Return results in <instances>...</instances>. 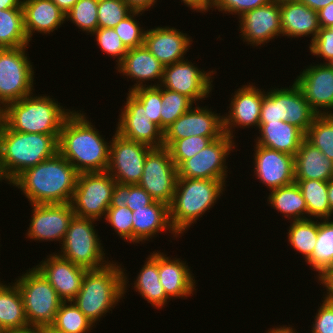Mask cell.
Returning a JSON list of instances; mask_svg holds the SVG:
<instances>
[{
	"mask_svg": "<svg viewBox=\"0 0 333 333\" xmlns=\"http://www.w3.org/2000/svg\"><path fill=\"white\" fill-rule=\"evenodd\" d=\"M213 140L205 136H191L175 140L169 147L171 158L178 168L185 160L204 149Z\"/></svg>",
	"mask_w": 333,
	"mask_h": 333,
	"instance_id": "obj_45",
	"label": "cell"
},
{
	"mask_svg": "<svg viewBox=\"0 0 333 333\" xmlns=\"http://www.w3.org/2000/svg\"><path fill=\"white\" fill-rule=\"evenodd\" d=\"M233 139L224 134L222 137L213 140L177 168L178 178L226 181L228 176L226 159L228 160V155L234 152L233 150L237 147Z\"/></svg>",
	"mask_w": 333,
	"mask_h": 333,
	"instance_id": "obj_12",
	"label": "cell"
},
{
	"mask_svg": "<svg viewBox=\"0 0 333 333\" xmlns=\"http://www.w3.org/2000/svg\"><path fill=\"white\" fill-rule=\"evenodd\" d=\"M22 8L0 10V49L28 46Z\"/></svg>",
	"mask_w": 333,
	"mask_h": 333,
	"instance_id": "obj_37",
	"label": "cell"
},
{
	"mask_svg": "<svg viewBox=\"0 0 333 333\" xmlns=\"http://www.w3.org/2000/svg\"><path fill=\"white\" fill-rule=\"evenodd\" d=\"M104 220L121 240L133 243V213L127 206L108 208Z\"/></svg>",
	"mask_w": 333,
	"mask_h": 333,
	"instance_id": "obj_47",
	"label": "cell"
},
{
	"mask_svg": "<svg viewBox=\"0 0 333 333\" xmlns=\"http://www.w3.org/2000/svg\"><path fill=\"white\" fill-rule=\"evenodd\" d=\"M60 104L49 95L32 93L9 103L2 110V121L13 131L53 135L58 140L64 121L74 111Z\"/></svg>",
	"mask_w": 333,
	"mask_h": 333,
	"instance_id": "obj_4",
	"label": "cell"
},
{
	"mask_svg": "<svg viewBox=\"0 0 333 333\" xmlns=\"http://www.w3.org/2000/svg\"><path fill=\"white\" fill-rule=\"evenodd\" d=\"M141 268L137 274L136 280L133 281L134 286L131 287L155 309L160 310L164 308L171 299L166 295L159 281L158 250L149 254Z\"/></svg>",
	"mask_w": 333,
	"mask_h": 333,
	"instance_id": "obj_32",
	"label": "cell"
},
{
	"mask_svg": "<svg viewBox=\"0 0 333 333\" xmlns=\"http://www.w3.org/2000/svg\"><path fill=\"white\" fill-rule=\"evenodd\" d=\"M2 121V110L0 109V123Z\"/></svg>",
	"mask_w": 333,
	"mask_h": 333,
	"instance_id": "obj_67",
	"label": "cell"
},
{
	"mask_svg": "<svg viewBox=\"0 0 333 333\" xmlns=\"http://www.w3.org/2000/svg\"><path fill=\"white\" fill-rule=\"evenodd\" d=\"M196 105L163 131L164 147L168 148L175 140L186 137L205 136L215 140L224 135L223 116L207 106Z\"/></svg>",
	"mask_w": 333,
	"mask_h": 333,
	"instance_id": "obj_16",
	"label": "cell"
},
{
	"mask_svg": "<svg viewBox=\"0 0 333 333\" xmlns=\"http://www.w3.org/2000/svg\"><path fill=\"white\" fill-rule=\"evenodd\" d=\"M258 130L256 144L293 156L305 139V133L288 121L259 122Z\"/></svg>",
	"mask_w": 333,
	"mask_h": 333,
	"instance_id": "obj_30",
	"label": "cell"
},
{
	"mask_svg": "<svg viewBox=\"0 0 333 333\" xmlns=\"http://www.w3.org/2000/svg\"><path fill=\"white\" fill-rule=\"evenodd\" d=\"M216 70L205 71L188 59L164 66L161 86L189 97L195 104L209 96L213 88V74ZM213 77V78H212ZM197 101V102H196Z\"/></svg>",
	"mask_w": 333,
	"mask_h": 333,
	"instance_id": "obj_15",
	"label": "cell"
},
{
	"mask_svg": "<svg viewBox=\"0 0 333 333\" xmlns=\"http://www.w3.org/2000/svg\"><path fill=\"white\" fill-rule=\"evenodd\" d=\"M2 333H41L40 328H33V327H29L27 329L24 330H15V331H5Z\"/></svg>",
	"mask_w": 333,
	"mask_h": 333,
	"instance_id": "obj_62",
	"label": "cell"
},
{
	"mask_svg": "<svg viewBox=\"0 0 333 333\" xmlns=\"http://www.w3.org/2000/svg\"><path fill=\"white\" fill-rule=\"evenodd\" d=\"M177 167L167 147L152 148L146 156L143 174L137 185L142 187L154 200L172 203L176 182Z\"/></svg>",
	"mask_w": 333,
	"mask_h": 333,
	"instance_id": "obj_13",
	"label": "cell"
},
{
	"mask_svg": "<svg viewBox=\"0 0 333 333\" xmlns=\"http://www.w3.org/2000/svg\"><path fill=\"white\" fill-rule=\"evenodd\" d=\"M79 172L59 152L20 173L10 184L31 204L70 203Z\"/></svg>",
	"mask_w": 333,
	"mask_h": 333,
	"instance_id": "obj_1",
	"label": "cell"
},
{
	"mask_svg": "<svg viewBox=\"0 0 333 333\" xmlns=\"http://www.w3.org/2000/svg\"><path fill=\"white\" fill-rule=\"evenodd\" d=\"M22 9L29 42L35 32L52 34L66 20V15L51 0H22Z\"/></svg>",
	"mask_w": 333,
	"mask_h": 333,
	"instance_id": "obj_29",
	"label": "cell"
},
{
	"mask_svg": "<svg viewBox=\"0 0 333 333\" xmlns=\"http://www.w3.org/2000/svg\"><path fill=\"white\" fill-rule=\"evenodd\" d=\"M92 36H96L97 46L108 57H112L117 62V66L123 61L128 49L123 44L121 38L116 34L114 29L98 28Z\"/></svg>",
	"mask_w": 333,
	"mask_h": 333,
	"instance_id": "obj_48",
	"label": "cell"
},
{
	"mask_svg": "<svg viewBox=\"0 0 333 333\" xmlns=\"http://www.w3.org/2000/svg\"><path fill=\"white\" fill-rule=\"evenodd\" d=\"M309 50L312 56L321 57L325 61L323 63H329L333 59V33L327 28H320Z\"/></svg>",
	"mask_w": 333,
	"mask_h": 333,
	"instance_id": "obj_52",
	"label": "cell"
},
{
	"mask_svg": "<svg viewBox=\"0 0 333 333\" xmlns=\"http://www.w3.org/2000/svg\"><path fill=\"white\" fill-rule=\"evenodd\" d=\"M122 76L134 80L128 92L145 86H159L163 79L164 65L143 45L128 49L123 61L115 68ZM129 77V78H128ZM156 79L157 82L155 81ZM154 81L150 85L146 82ZM144 83V84H143Z\"/></svg>",
	"mask_w": 333,
	"mask_h": 333,
	"instance_id": "obj_25",
	"label": "cell"
},
{
	"mask_svg": "<svg viewBox=\"0 0 333 333\" xmlns=\"http://www.w3.org/2000/svg\"><path fill=\"white\" fill-rule=\"evenodd\" d=\"M267 203L287 220L307 219V206L296 182L269 191Z\"/></svg>",
	"mask_w": 333,
	"mask_h": 333,
	"instance_id": "obj_34",
	"label": "cell"
},
{
	"mask_svg": "<svg viewBox=\"0 0 333 333\" xmlns=\"http://www.w3.org/2000/svg\"><path fill=\"white\" fill-rule=\"evenodd\" d=\"M297 1L302 2L303 4L315 10L316 12L324 8L328 4L333 3V0H297Z\"/></svg>",
	"mask_w": 333,
	"mask_h": 333,
	"instance_id": "obj_57",
	"label": "cell"
},
{
	"mask_svg": "<svg viewBox=\"0 0 333 333\" xmlns=\"http://www.w3.org/2000/svg\"><path fill=\"white\" fill-rule=\"evenodd\" d=\"M294 79L318 115H333V68L328 63L311 64Z\"/></svg>",
	"mask_w": 333,
	"mask_h": 333,
	"instance_id": "obj_21",
	"label": "cell"
},
{
	"mask_svg": "<svg viewBox=\"0 0 333 333\" xmlns=\"http://www.w3.org/2000/svg\"><path fill=\"white\" fill-rule=\"evenodd\" d=\"M121 265L122 263L119 265L112 261L102 268L87 270L81 289L72 300L94 326L98 325L100 319L110 313L120 300L126 299L124 296L129 279L126 268Z\"/></svg>",
	"mask_w": 333,
	"mask_h": 333,
	"instance_id": "obj_3",
	"label": "cell"
},
{
	"mask_svg": "<svg viewBox=\"0 0 333 333\" xmlns=\"http://www.w3.org/2000/svg\"><path fill=\"white\" fill-rule=\"evenodd\" d=\"M50 328L58 333H90L96 326L72 302H62Z\"/></svg>",
	"mask_w": 333,
	"mask_h": 333,
	"instance_id": "obj_39",
	"label": "cell"
},
{
	"mask_svg": "<svg viewBox=\"0 0 333 333\" xmlns=\"http://www.w3.org/2000/svg\"><path fill=\"white\" fill-rule=\"evenodd\" d=\"M40 330H41V333H58L50 327H42V328H40Z\"/></svg>",
	"mask_w": 333,
	"mask_h": 333,
	"instance_id": "obj_64",
	"label": "cell"
},
{
	"mask_svg": "<svg viewBox=\"0 0 333 333\" xmlns=\"http://www.w3.org/2000/svg\"><path fill=\"white\" fill-rule=\"evenodd\" d=\"M133 213V244L146 243L158 233H171L175 238L179 236L174 232L169 221V206L161 201L154 200L144 208L132 211ZM144 242V243H143Z\"/></svg>",
	"mask_w": 333,
	"mask_h": 333,
	"instance_id": "obj_28",
	"label": "cell"
},
{
	"mask_svg": "<svg viewBox=\"0 0 333 333\" xmlns=\"http://www.w3.org/2000/svg\"><path fill=\"white\" fill-rule=\"evenodd\" d=\"M254 175L268 190L295 182L294 156L255 144Z\"/></svg>",
	"mask_w": 333,
	"mask_h": 333,
	"instance_id": "obj_22",
	"label": "cell"
},
{
	"mask_svg": "<svg viewBox=\"0 0 333 333\" xmlns=\"http://www.w3.org/2000/svg\"><path fill=\"white\" fill-rule=\"evenodd\" d=\"M307 206V219H331L332 211L328 200V181L295 180Z\"/></svg>",
	"mask_w": 333,
	"mask_h": 333,
	"instance_id": "obj_35",
	"label": "cell"
},
{
	"mask_svg": "<svg viewBox=\"0 0 333 333\" xmlns=\"http://www.w3.org/2000/svg\"><path fill=\"white\" fill-rule=\"evenodd\" d=\"M34 266L56 290L63 302L72 301L81 289L88 269L73 264L56 251Z\"/></svg>",
	"mask_w": 333,
	"mask_h": 333,
	"instance_id": "obj_23",
	"label": "cell"
},
{
	"mask_svg": "<svg viewBox=\"0 0 333 333\" xmlns=\"http://www.w3.org/2000/svg\"><path fill=\"white\" fill-rule=\"evenodd\" d=\"M131 93L143 104L152 122L161 128L162 86H143Z\"/></svg>",
	"mask_w": 333,
	"mask_h": 333,
	"instance_id": "obj_49",
	"label": "cell"
},
{
	"mask_svg": "<svg viewBox=\"0 0 333 333\" xmlns=\"http://www.w3.org/2000/svg\"><path fill=\"white\" fill-rule=\"evenodd\" d=\"M154 199L137 184L116 182L109 208L127 206L131 211L150 205Z\"/></svg>",
	"mask_w": 333,
	"mask_h": 333,
	"instance_id": "obj_40",
	"label": "cell"
},
{
	"mask_svg": "<svg viewBox=\"0 0 333 333\" xmlns=\"http://www.w3.org/2000/svg\"><path fill=\"white\" fill-rule=\"evenodd\" d=\"M120 110L116 132L122 137L151 148L163 147V130L150 119L143 104L131 93Z\"/></svg>",
	"mask_w": 333,
	"mask_h": 333,
	"instance_id": "obj_17",
	"label": "cell"
},
{
	"mask_svg": "<svg viewBox=\"0 0 333 333\" xmlns=\"http://www.w3.org/2000/svg\"><path fill=\"white\" fill-rule=\"evenodd\" d=\"M57 152L58 140L53 135L13 131L1 121V166L10 183L24 170L53 157Z\"/></svg>",
	"mask_w": 333,
	"mask_h": 333,
	"instance_id": "obj_6",
	"label": "cell"
},
{
	"mask_svg": "<svg viewBox=\"0 0 333 333\" xmlns=\"http://www.w3.org/2000/svg\"><path fill=\"white\" fill-rule=\"evenodd\" d=\"M32 216L26 238L34 241L62 243L75 215L71 204H31Z\"/></svg>",
	"mask_w": 333,
	"mask_h": 333,
	"instance_id": "obj_18",
	"label": "cell"
},
{
	"mask_svg": "<svg viewBox=\"0 0 333 333\" xmlns=\"http://www.w3.org/2000/svg\"><path fill=\"white\" fill-rule=\"evenodd\" d=\"M3 180H5V182L7 181V184H11L8 180V178L6 177L5 173L3 172L2 166H1V158H0V182H2Z\"/></svg>",
	"mask_w": 333,
	"mask_h": 333,
	"instance_id": "obj_63",
	"label": "cell"
},
{
	"mask_svg": "<svg viewBox=\"0 0 333 333\" xmlns=\"http://www.w3.org/2000/svg\"><path fill=\"white\" fill-rule=\"evenodd\" d=\"M133 11L145 12L155 7L157 0H124ZM150 8V9H149Z\"/></svg>",
	"mask_w": 333,
	"mask_h": 333,
	"instance_id": "obj_56",
	"label": "cell"
},
{
	"mask_svg": "<svg viewBox=\"0 0 333 333\" xmlns=\"http://www.w3.org/2000/svg\"><path fill=\"white\" fill-rule=\"evenodd\" d=\"M280 18L282 37L312 36L311 43L321 28L318 13L297 0H280Z\"/></svg>",
	"mask_w": 333,
	"mask_h": 333,
	"instance_id": "obj_27",
	"label": "cell"
},
{
	"mask_svg": "<svg viewBox=\"0 0 333 333\" xmlns=\"http://www.w3.org/2000/svg\"><path fill=\"white\" fill-rule=\"evenodd\" d=\"M317 13L321 28H327L333 24V3L328 4Z\"/></svg>",
	"mask_w": 333,
	"mask_h": 333,
	"instance_id": "obj_54",
	"label": "cell"
},
{
	"mask_svg": "<svg viewBox=\"0 0 333 333\" xmlns=\"http://www.w3.org/2000/svg\"><path fill=\"white\" fill-rule=\"evenodd\" d=\"M226 182L228 181L177 178L174 197L169 205V221L179 237L221 199L226 190Z\"/></svg>",
	"mask_w": 333,
	"mask_h": 333,
	"instance_id": "obj_5",
	"label": "cell"
},
{
	"mask_svg": "<svg viewBox=\"0 0 333 333\" xmlns=\"http://www.w3.org/2000/svg\"><path fill=\"white\" fill-rule=\"evenodd\" d=\"M319 229L318 219H303L290 221L287 229L288 242L291 248L300 253L306 262L313 253L317 243Z\"/></svg>",
	"mask_w": 333,
	"mask_h": 333,
	"instance_id": "obj_38",
	"label": "cell"
},
{
	"mask_svg": "<svg viewBox=\"0 0 333 333\" xmlns=\"http://www.w3.org/2000/svg\"><path fill=\"white\" fill-rule=\"evenodd\" d=\"M187 261L173 259L158 251V273L166 295L174 300L190 297L196 292V280Z\"/></svg>",
	"mask_w": 333,
	"mask_h": 333,
	"instance_id": "obj_26",
	"label": "cell"
},
{
	"mask_svg": "<svg viewBox=\"0 0 333 333\" xmlns=\"http://www.w3.org/2000/svg\"><path fill=\"white\" fill-rule=\"evenodd\" d=\"M190 35L171 26L147 29L144 46L164 65L184 60L193 40Z\"/></svg>",
	"mask_w": 333,
	"mask_h": 333,
	"instance_id": "obj_24",
	"label": "cell"
},
{
	"mask_svg": "<svg viewBox=\"0 0 333 333\" xmlns=\"http://www.w3.org/2000/svg\"><path fill=\"white\" fill-rule=\"evenodd\" d=\"M241 39L246 44L258 47L281 37L280 0L245 12L239 17Z\"/></svg>",
	"mask_w": 333,
	"mask_h": 333,
	"instance_id": "obj_20",
	"label": "cell"
},
{
	"mask_svg": "<svg viewBox=\"0 0 333 333\" xmlns=\"http://www.w3.org/2000/svg\"><path fill=\"white\" fill-rule=\"evenodd\" d=\"M305 139L333 161V115H318Z\"/></svg>",
	"mask_w": 333,
	"mask_h": 333,
	"instance_id": "obj_41",
	"label": "cell"
},
{
	"mask_svg": "<svg viewBox=\"0 0 333 333\" xmlns=\"http://www.w3.org/2000/svg\"><path fill=\"white\" fill-rule=\"evenodd\" d=\"M253 84L249 82L248 85H242L231 94L228 114L222 115L224 134L229 137H235V127L245 129L255 126L256 130L259 129L261 106L266 91Z\"/></svg>",
	"mask_w": 333,
	"mask_h": 333,
	"instance_id": "obj_19",
	"label": "cell"
},
{
	"mask_svg": "<svg viewBox=\"0 0 333 333\" xmlns=\"http://www.w3.org/2000/svg\"><path fill=\"white\" fill-rule=\"evenodd\" d=\"M311 325V333H333V300L322 297Z\"/></svg>",
	"mask_w": 333,
	"mask_h": 333,
	"instance_id": "obj_51",
	"label": "cell"
},
{
	"mask_svg": "<svg viewBox=\"0 0 333 333\" xmlns=\"http://www.w3.org/2000/svg\"><path fill=\"white\" fill-rule=\"evenodd\" d=\"M295 180L329 181L333 178V161L304 139L294 155Z\"/></svg>",
	"mask_w": 333,
	"mask_h": 333,
	"instance_id": "obj_31",
	"label": "cell"
},
{
	"mask_svg": "<svg viewBox=\"0 0 333 333\" xmlns=\"http://www.w3.org/2000/svg\"><path fill=\"white\" fill-rule=\"evenodd\" d=\"M29 46L0 49V109L21 100L34 89L33 62L27 56Z\"/></svg>",
	"mask_w": 333,
	"mask_h": 333,
	"instance_id": "obj_10",
	"label": "cell"
},
{
	"mask_svg": "<svg viewBox=\"0 0 333 333\" xmlns=\"http://www.w3.org/2000/svg\"><path fill=\"white\" fill-rule=\"evenodd\" d=\"M306 263L318 272L317 279L333 267V220L320 219L317 243Z\"/></svg>",
	"mask_w": 333,
	"mask_h": 333,
	"instance_id": "obj_36",
	"label": "cell"
},
{
	"mask_svg": "<svg viewBox=\"0 0 333 333\" xmlns=\"http://www.w3.org/2000/svg\"><path fill=\"white\" fill-rule=\"evenodd\" d=\"M66 15L79 0H51Z\"/></svg>",
	"mask_w": 333,
	"mask_h": 333,
	"instance_id": "obj_58",
	"label": "cell"
},
{
	"mask_svg": "<svg viewBox=\"0 0 333 333\" xmlns=\"http://www.w3.org/2000/svg\"><path fill=\"white\" fill-rule=\"evenodd\" d=\"M273 0H213L211 8L228 15L242 16L245 12L269 4ZM216 7V8H215Z\"/></svg>",
	"mask_w": 333,
	"mask_h": 333,
	"instance_id": "obj_50",
	"label": "cell"
},
{
	"mask_svg": "<svg viewBox=\"0 0 333 333\" xmlns=\"http://www.w3.org/2000/svg\"><path fill=\"white\" fill-rule=\"evenodd\" d=\"M132 12L124 0H101L98 2V28L113 29Z\"/></svg>",
	"mask_w": 333,
	"mask_h": 333,
	"instance_id": "obj_44",
	"label": "cell"
},
{
	"mask_svg": "<svg viewBox=\"0 0 333 333\" xmlns=\"http://www.w3.org/2000/svg\"><path fill=\"white\" fill-rule=\"evenodd\" d=\"M115 184L107 171L79 173L70 202L75 216L96 221L104 219Z\"/></svg>",
	"mask_w": 333,
	"mask_h": 333,
	"instance_id": "obj_11",
	"label": "cell"
},
{
	"mask_svg": "<svg viewBox=\"0 0 333 333\" xmlns=\"http://www.w3.org/2000/svg\"><path fill=\"white\" fill-rule=\"evenodd\" d=\"M328 200L333 216V178L328 181Z\"/></svg>",
	"mask_w": 333,
	"mask_h": 333,
	"instance_id": "obj_61",
	"label": "cell"
},
{
	"mask_svg": "<svg viewBox=\"0 0 333 333\" xmlns=\"http://www.w3.org/2000/svg\"><path fill=\"white\" fill-rule=\"evenodd\" d=\"M318 281L326 289L323 296L333 300V269H329Z\"/></svg>",
	"mask_w": 333,
	"mask_h": 333,
	"instance_id": "obj_55",
	"label": "cell"
},
{
	"mask_svg": "<svg viewBox=\"0 0 333 333\" xmlns=\"http://www.w3.org/2000/svg\"><path fill=\"white\" fill-rule=\"evenodd\" d=\"M3 282L0 280V331L29 328L23 298L17 284L11 282L6 285Z\"/></svg>",
	"mask_w": 333,
	"mask_h": 333,
	"instance_id": "obj_33",
	"label": "cell"
},
{
	"mask_svg": "<svg viewBox=\"0 0 333 333\" xmlns=\"http://www.w3.org/2000/svg\"><path fill=\"white\" fill-rule=\"evenodd\" d=\"M194 104L189 97L162 87L161 129L164 131Z\"/></svg>",
	"mask_w": 333,
	"mask_h": 333,
	"instance_id": "obj_42",
	"label": "cell"
},
{
	"mask_svg": "<svg viewBox=\"0 0 333 333\" xmlns=\"http://www.w3.org/2000/svg\"><path fill=\"white\" fill-rule=\"evenodd\" d=\"M83 112L74 110L64 121L58 139V152L79 173L107 171L110 144Z\"/></svg>",
	"mask_w": 333,
	"mask_h": 333,
	"instance_id": "obj_2",
	"label": "cell"
},
{
	"mask_svg": "<svg viewBox=\"0 0 333 333\" xmlns=\"http://www.w3.org/2000/svg\"><path fill=\"white\" fill-rule=\"evenodd\" d=\"M15 279L24 303L28 325L33 328L50 327L63 302L56 290L33 266Z\"/></svg>",
	"mask_w": 333,
	"mask_h": 333,
	"instance_id": "obj_7",
	"label": "cell"
},
{
	"mask_svg": "<svg viewBox=\"0 0 333 333\" xmlns=\"http://www.w3.org/2000/svg\"><path fill=\"white\" fill-rule=\"evenodd\" d=\"M97 0H79L66 14V21L72 22L80 31L90 34L98 29Z\"/></svg>",
	"mask_w": 333,
	"mask_h": 333,
	"instance_id": "obj_43",
	"label": "cell"
},
{
	"mask_svg": "<svg viewBox=\"0 0 333 333\" xmlns=\"http://www.w3.org/2000/svg\"><path fill=\"white\" fill-rule=\"evenodd\" d=\"M327 29L333 33V24L331 26L327 27Z\"/></svg>",
	"mask_w": 333,
	"mask_h": 333,
	"instance_id": "obj_65",
	"label": "cell"
},
{
	"mask_svg": "<svg viewBox=\"0 0 333 333\" xmlns=\"http://www.w3.org/2000/svg\"><path fill=\"white\" fill-rule=\"evenodd\" d=\"M142 14L143 12L141 11H133L113 28L127 49L140 47L144 44L146 30L143 27L141 28V24L136 19Z\"/></svg>",
	"mask_w": 333,
	"mask_h": 333,
	"instance_id": "obj_46",
	"label": "cell"
},
{
	"mask_svg": "<svg viewBox=\"0 0 333 333\" xmlns=\"http://www.w3.org/2000/svg\"><path fill=\"white\" fill-rule=\"evenodd\" d=\"M22 8V0H0V10Z\"/></svg>",
	"mask_w": 333,
	"mask_h": 333,
	"instance_id": "obj_59",
	"label": "cell"
},
{
	"mask_svg": "<svg viewBox=\"0 0 333 333\" xmlns=\"http://www.w3.org/2000/svg\"><path fill=\"white\" fill-rule=\"evenodd\" d=\"M317 116L295 82L287 88L272 87L263 96L260 122L288 121L306 133Z\"/></svg>",
	"mask_w": 333,
	"mask_h": 333,
	"instance_id": "obj_9",
	"label": "cell"
},
{
	"mask_svg": "<svg viewBox=\"0 0 333 333\" xmlns=\"http://www.w3.org/2000/svg\"><path fill=\"white\" fill-rule=\"evenodd\" d=\"M212 2L213 0H181V3H184L190 10L203 14L210 11Z\"/></svg>",
	"mask_w": 333,
	"mask_h": 333,
	"instance_id": "obj_53",
	"label": "cell"
},
{
	"mask_svg": "<svg viewBox=\"0 0 333 333\" xmlns=\"http://www.w3.org/2000/svg\"><path fill=\"white\" fill-rule=\"evenodd\" d=\"M275 327V328H274ZM273 328L268 329L266 333H296L297 330L295 328H292L294 326H290V324L282 325V326H274ZM298 333V332H297Z\"/></svg>",
	"mask_w": 333,
	"mask_h": 333,
	"instance_id": "obj_60",
	"label": "cell"
},
{
	"mask_svg": "<svg viewBox=\"0 0 333 333\" xmlns=\"http://www.w3.org/2000/svg\"><path fill=\"white\" fill-rule=\"evenodd\" d=\"M110 140L107 172L122 184H138L150 146L122 137L116 131Z\"/></svg>",
	"mask_w": 333,
	"mask_h": 333,
	"instance_id": "obj_14",
	"label": "cell"
},
{
	"mask_svg": "<svg viewBox=\"0 0 333 333\" xmlns=\"http://www.w3.org/2000/svg\"><path fill=\"white\" fill-rule=\"evenodd\" d=\"M328 64L333 68V59Z\"/></svg>",
	"mask_w": 333,
	"mask_h": 333,
	"instance_id": "obj_66",
	"label": "cell"
},
{
	"mask_svg": "<svg viewBox=\"0 0 333 333\" xmlns=\"http://www.w3.org/2000/svg\"><path fill=\"white\" fill-rule=\"evenodd\" d=\"M95 221L74 215L60 245L61 250L57 253L73 264L88 270L99 269L112 262L108 257L105 258L107 253H104L105 249L101 246L102 240L96 232Z\"/></svg>",
	"mask_w": 333,
	"mask_h": 333,
	"instance_id": "obj_8",
	"label": "cell"
}]
</instances>
